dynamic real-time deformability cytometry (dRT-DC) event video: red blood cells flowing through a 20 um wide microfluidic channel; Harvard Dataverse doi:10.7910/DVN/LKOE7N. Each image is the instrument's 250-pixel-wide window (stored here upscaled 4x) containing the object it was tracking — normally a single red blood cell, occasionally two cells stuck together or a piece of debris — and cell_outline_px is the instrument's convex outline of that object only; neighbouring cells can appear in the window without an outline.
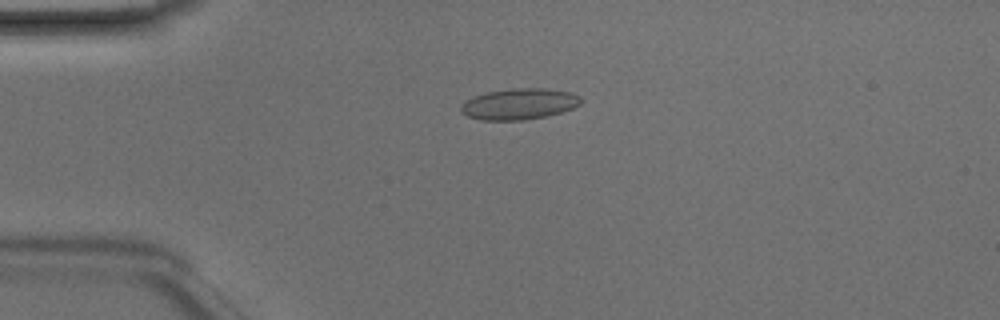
{"species": "Egyptian fruit bat (a non-hibernating species)", "species_latin": "Rousettus aegyptiacus", "temperature_condition": "room temperature", "stored_images_in_passage": 41, "camera_frame_rate_fps": 3000, "um_per_image_px": 0.085, "animal": {"sex": "male"}, "frame": {"image": 1, "passage_image": 5, "time_ms": 1.333, "image_size_px": [1000, 320], "cell_outline_px": [[580, 104], [572, 108], [548, 116], [524, 120], [480, 120], [468, 116], [460, 112], [460, 104], [464, 100], [488, 92], [512, 88], [544, 88], [568, 92], [580, 96]], "centroid_in_image_um": [44.08, 8.84], "position_along_channel_um": 40.9, "area_um2": 21.68}}
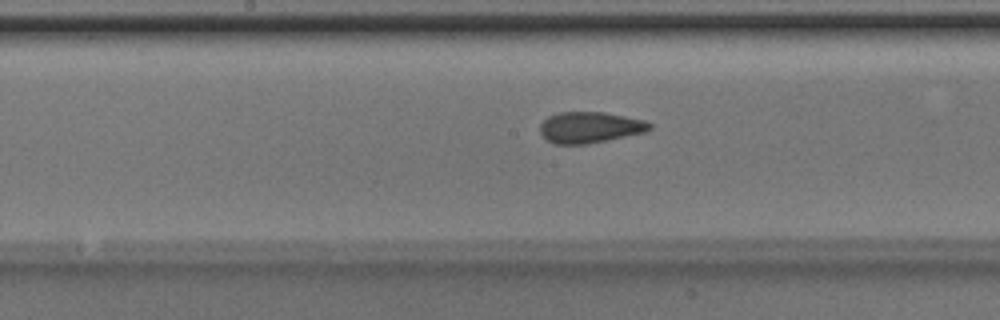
{"frame": {"image": 2, "passage_image": 18, "time_ms": 5.667, "image_size_px": [1000, 320], "cell_outline_px": [[652, 128], [644, 132], [588, 144], [556, 144], [548, 140], [540, 132], [540, 124], [548, 116], [560, 112], [604, 112], [644, 120], [652, 124]], "centroid_in_image_um": [50.13, 10.82], "position_along_channel_um": 198.1, "area_um2": 19.71}}
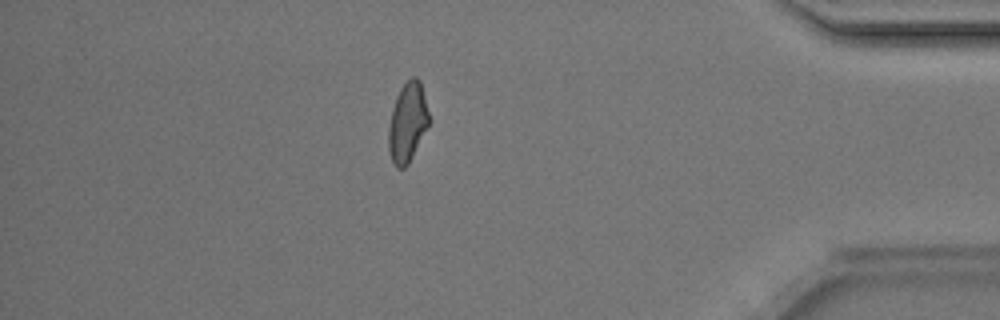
{"frame": {"image": 3, "passage_image": 35, "time_ms": 11.333, "image_size_px": [1000, 320], "cell_outline_px": [[432, 120], [408, 164], [404, 168], [396, 168], [388, 152], [388, 128], [392, 108], [396, 96], [400, 88], [412, 76], [416, 76], [420, 80]], "centroid_in_image_um": [34.66, 10.39], "position_along_channel_um": 400.5, "area_um2": 19.13}, "authors_computed_cell_mechanics": {"area_um2": 19.4208, "velocity_mm_per_s": 4.2393, "shape_relaxation_time_tau1_ms": 6.6901, "shape_relaxation_time_tau2_ms": 1.4131, "deformation_change_tau1": 0.1379, "deformation_change_tau2": 0.0664}}